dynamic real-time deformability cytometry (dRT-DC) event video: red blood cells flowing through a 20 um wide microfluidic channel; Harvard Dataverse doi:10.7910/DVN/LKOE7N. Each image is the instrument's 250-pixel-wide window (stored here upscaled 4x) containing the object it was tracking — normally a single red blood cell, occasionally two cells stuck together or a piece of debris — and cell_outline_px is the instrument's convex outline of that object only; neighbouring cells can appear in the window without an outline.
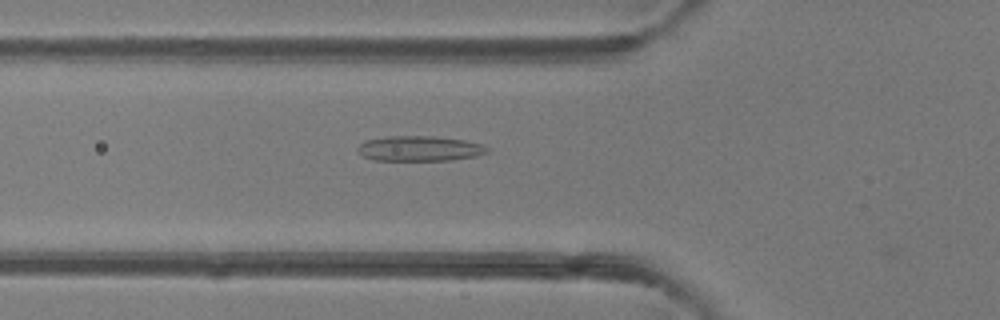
{"species": "common noctule bat (a hibernating species)", "species_latin": "Nyctalus noctula", "temperature_condition": "room temperature", "stored_images_in_passage": 32, "camera_frame_rate_fps": 3000, "um_per_image_px": 0.085, "animal": {"sex": "female"}, "frame": {"image": 1, "passage_image": 2, "time_ms": 0.333, "image_size_px": [1000, 320], "cell_outline_px": [[468, 144], [464, 156], [432, 160], [388, 160], [376, 140], [452, 140]], "centroid_in_image_um": [35.87, 12.7], "position_along_channel_um": 89.9, "area_um2": 11.44}}
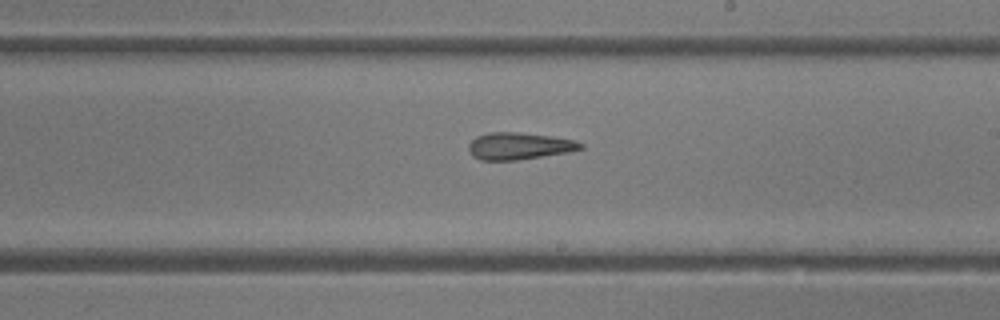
{"frame": {"image": 2, "passage_image": 13, "time_ms": 4.0, "image_size_px": [1000, 320], "cell_outline_px": [[580, 148], [532, 156], [504, 160], [488, 160], [476, 156], [472, 152], [472, 144], [480, 136], [536, 136], [568, 140], [580, 144]], "centroid_in_image_um": [44.08, 12.48], "position_along_channel_um": 244.9, "area_um2": 13.99}}
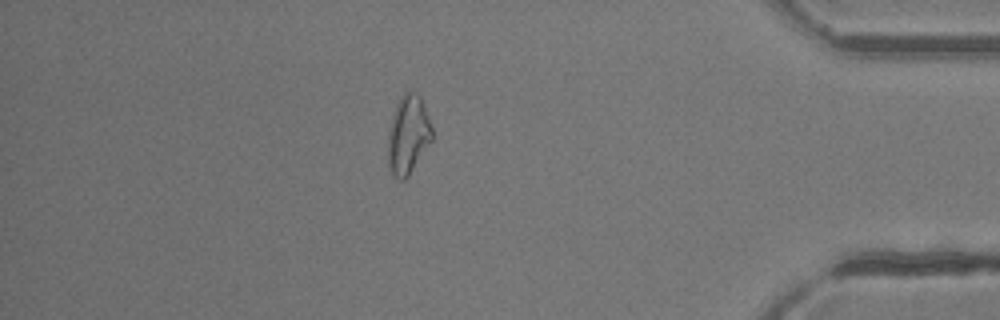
{"frame": {"image": 3, "passage_image": 27, "time_ms": 8.667, "image_size_px": [1000, 320], "cell_outline_px": [[432, 136], [408, 172], [404, 176], [392, 164], [392, 136], [396, 120], [400, 108], [404, 100], [428, 124], [432, 132]], "centroid_in_image_um": [34.74, 11.75], "position_along_channel_um": 400.5, "area_um2": 13.35}}